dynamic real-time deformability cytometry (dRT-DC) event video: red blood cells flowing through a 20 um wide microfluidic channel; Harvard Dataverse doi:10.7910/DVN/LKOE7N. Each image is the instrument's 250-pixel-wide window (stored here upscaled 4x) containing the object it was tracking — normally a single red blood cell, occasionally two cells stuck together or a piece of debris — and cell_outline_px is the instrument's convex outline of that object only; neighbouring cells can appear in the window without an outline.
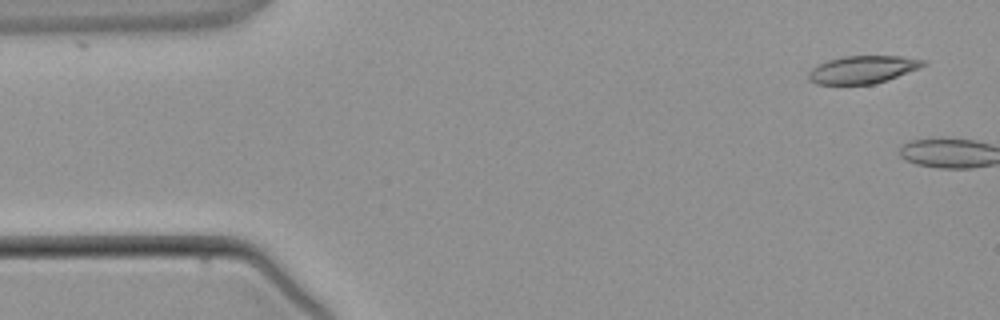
{"species": "common noctule bat (a hibernating species)", "species_latin": "Nyctalus noctula", "temperature_condition": "warm", "stored_images_in_passage": 5, "camera_frame_rate_fps": 3000, "um_per_image_px": 0.085, "animal": {"sex": "male", "body_mass_g": 21.5, "forearm_length_mm": 52.0}, "frame": {"image": 1, "passage_image": 1, "time_ms": 0.0, "image_size_px": [1000, 320], "cell_outline_px": [[928, 64], [920, 68], [872, 84], [816, 84], [808, 80], [808, 72], [812, 68], [828, 60], [844, 56], [900, 56], [928, 60]], "centroid_in_image_um": [73.34, 5.9], "position_along_channel_um": 11.7, "area_um2": 18.38}}